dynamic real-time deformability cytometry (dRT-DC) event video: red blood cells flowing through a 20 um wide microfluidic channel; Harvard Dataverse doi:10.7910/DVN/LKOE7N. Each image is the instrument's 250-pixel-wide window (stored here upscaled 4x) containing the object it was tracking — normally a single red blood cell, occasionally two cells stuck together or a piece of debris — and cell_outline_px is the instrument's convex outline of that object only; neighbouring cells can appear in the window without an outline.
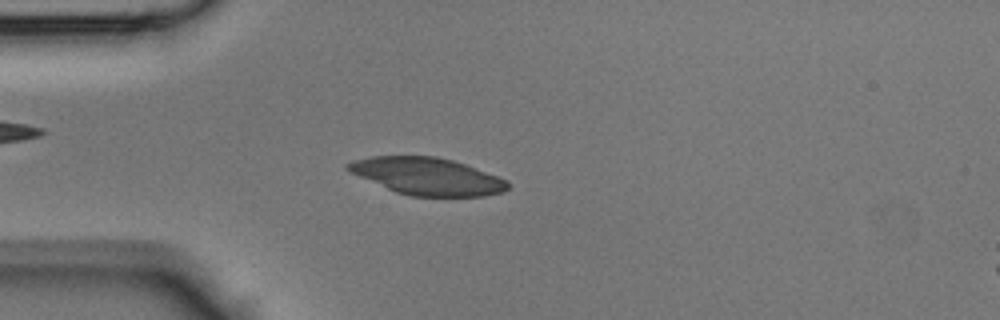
{"species": "Egyptian fruit bat (a non-hibernating species)", "species_latin": "Rousettus aegyptiacus", "temperature_condition": "room temperature", "stored_images_in_passage": 43, "camera_frame_rate_fps": 3000, "um_per_image_px": 0.085, "animal": {"sex": "male"}, "frame": {"image": 1, "passage_image": 11, "time_ms": 3.333, "image_size_px": [1000, 320], "cell_outline_px": [[508, 188], [504, 192], [484, 196], [412, 196], [396, 192], [360, 176], [344, 168], [344, 164], [352, 160], [372, 156], [436, 156], [452, 160], [464, 164], [508, 180]], "centroid_in_image_um": [36.31, 14.98], "position_along_channel_um": 48.7, "area_um2": 34.33}}
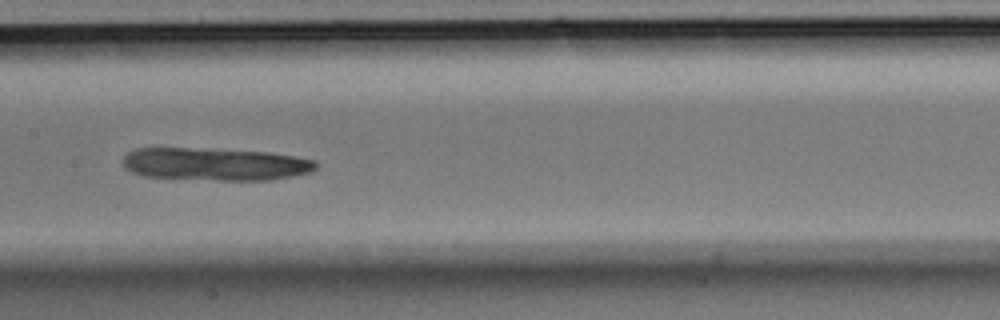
{"frame": {"image": 2, "passage_image": 21, "time_ms": 6.667, "image_size_px": [1000, 320], "cell_outline_px": [[316, 168], [308, 172], [292, 176], [272, 180], [220, 180], [144, 176], [132, 172], [124, 168], [124, 156], [128, 152], [136, 148], [188, 148], [268, 152], [296, 156], [316, 160]], "centroid_in_image_um": [18.29, 13.95], "position_along_channel_um": 189.1, "area_um2": 36.53}}
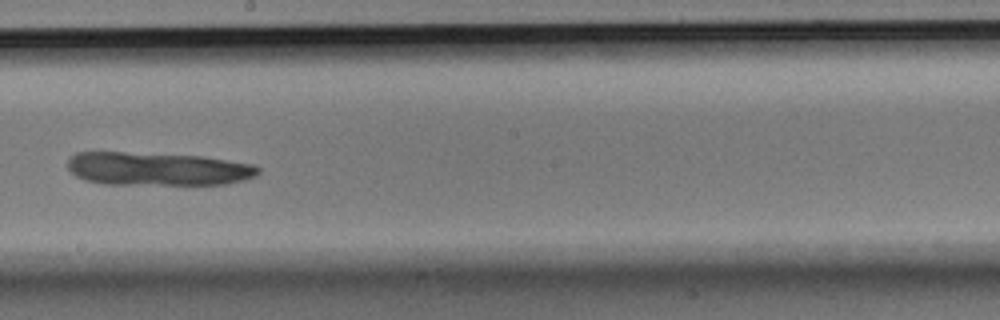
{"frame": {"image": 3, "passage_image": 24, "time_ms": 7.667, "image_size_px": [1000, 320], "cell_outline_px": [[260, 172], [256, 176], [244, 180], [228, 184], [104, 184], [84, 180], [76, 176], [68, 168], [68, 160], [76, 152], [124, 152], [204, 156], [252, 164], [260, 168]], "centroid_in_image_um": [13.41, 14.35], "position_along_channel_um": 234.8, "area_um2": 37.05}}